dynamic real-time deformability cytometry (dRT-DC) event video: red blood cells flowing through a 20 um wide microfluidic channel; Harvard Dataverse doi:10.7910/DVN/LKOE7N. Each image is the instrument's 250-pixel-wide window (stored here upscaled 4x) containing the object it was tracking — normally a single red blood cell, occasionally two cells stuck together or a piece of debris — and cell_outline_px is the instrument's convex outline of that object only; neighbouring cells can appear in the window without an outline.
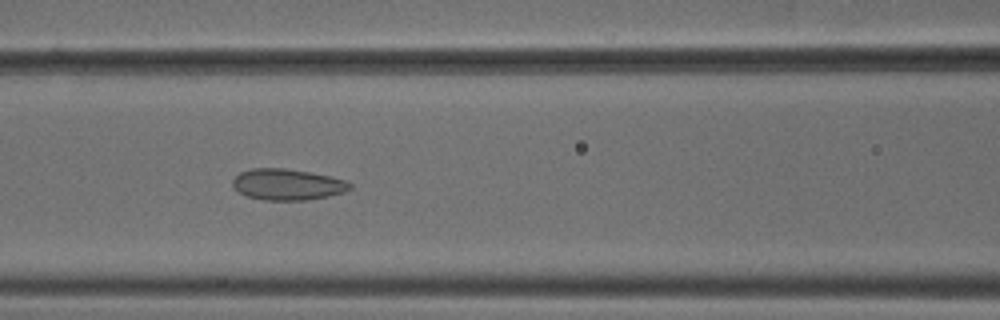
{"species": "common noctule bat (a hibernating species)", "species_latin": "Nyctalus noctula", "temperature_condition": "cold", "stored_images_in_passage": 53, "camera_frame_rate_fps": 3000, "um_per_image_px": 0.085, "animal": {"sex": "male", "body_mass_g": 18.8}, "frame": {"image": 1, "passage_image": 23, "time_ms": 7.333, "image_size_px": [1000, 320], "cell_outline_px": [[352, 188], [344, 192], [328, 196], [308, 200], [264, 200], [248, 196], [240, 192], [232, 184], [232, 180], [240, 172], [252, 168], [284, 168], [308, 172], [328, 176], [344, 180], [352, 184]], "centroid_in_image_um": [24.43, 15.68], "position_along_channel_um": 142.2, "area_um2": 21.1}}
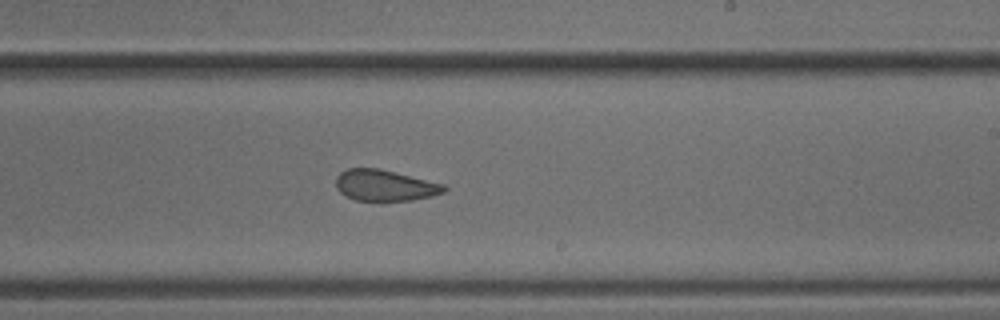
{"frame": {"image": 2, "passage_image": 32, "time_ms": 10.333, "image_size_px": [1000, 320], "cell_outline_px": [[448, 188], [444, 192], [432, 196], [412, 200], [356, 200], [340, 192], [336, 188], [336, 176], [340, 172], [348, 168], [380, 168], [444, 184]], "centroid_in_image_um": [32.72, 15.74], "position_along_channel_um": 256.3, "area_um2": 19.54}}
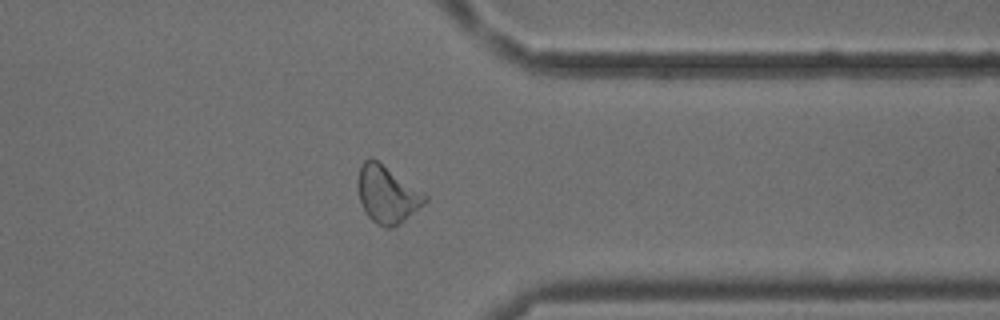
{"frame": {"image": 3, "passage_image": 42, "time_ms": 13.667, "image_size_px": [1000, 320], "cell_outline_px": [[428, 200], [424, 204], [404, 220], [392, 228], [388, 228], [376, 224], [368, 216], [360, 200], [356, 188], [356, 184], [360, 164], [364, 160], [372, 156], [424, 192], [428, 196]], "centroid_in_image_um": [32.89, 16.48], "position_along_channel_um": 378.5, "area_um2": 22.6}, "authors_computed_cell_mechanics": {"area_um2": 22.1374, "velocity_mm_per_s": 3.8068, "shape_relaxation_time_tau1_ms": null, "shape_relaxation_time_tau2_ms": 1.7561, "deformation_change_tau1": null, "deformation_change_tau2": 0.0878}}